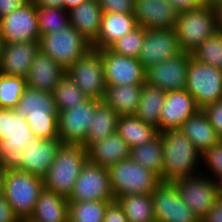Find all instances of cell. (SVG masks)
I'll list each match as a JSON object with an SVG mask.
<instances>
[{
  "mask_svg": "<svg viewBox=\"0 0 222 222\" xmlns=\"http://www.w3.org/2000/svg\"><path fill=\"white\" fill-rule=\"evenodd\" d=\"M161 135L164 154L161 182H173L201 173L199 166L203 164L199 162L202 155L179 129L166 130ZM197 169L199 171L196 173Z\"/></svg>",
  "mask_w": 222,
  "mask_h": 222,
  "instance_id": "6da1fadb",
  "label": "cell"
},
{
  "mask_svg": "<svg viewBox=\"0 0 222 222\" xmlns=\"http://www.w3.org/2000/svg\"><path fill=\"white\" fill-rule=\"evenodd\" d=\"M15 110L27 119L34 136L42 140L59 138L58 111L53 93L27 86Z\"/></svg>",
  "mask_w": 222,
  "mask_h": 222,
  "instance_id": "7a4b0ae2",
  "label": "cell"
},
{
  "mask_svg": "<svg viewBox=\"0 0 222 222\" xmlns=\"http://www.w3.org/2000/svg\"><path fill=\"white\" fill-rule=\"evenodd\" d=\"M87 161V150L81 144L61 143L54 162L43 177L44 188L69 198Z\"/></svg>",
  "mask_w": 222,
  "mask_h": 222,
  "instance_id": "3957f363",
  "label": "cell"
},
{
  "mask_svg": "<svg viewBox=\"0 0 222 222\" xmlns=\"http://www.w3.org/2000/svg\"><path fill=\"white\" fill-rule=\"evenodd\" d=\"M27 119L15 109L0 108V163L22 171V150L33 138Z\"/></svg>",
  "mask_w": 222,
  "mask_h": 222,
  "instance_id": "277c9868",
  "label": "cell"
},
{
  "mask_svg": "<svg viewBox=\"0 0 222 222\" xmlns=\"http://www.w3.org/2000/svg\"><path fill=\"white\" fill-rule=\"evenodd\" d=\"M217 31L213 2L179 12L175 32L182 52L191 53Z\"/></svg>",
  "mask_w": 222,
  "mask_h": 222,
  "instance_id": "5b68a950",
  "label": "cell"
},
{
  "mask_svg": "<svg viewBox=\"0 0 222 222\" xmlns=\"http://www.w3.org/2000/svg\"><path fill=\"white\" fill-rule=\"evenodd\" d=\"M43 189L42 177L18 169H7L3 195L21 222L28 221L32 216Z\"/></svg>",
  "mask_w": 222,
  "mask_h": 222,
  "instance_id": "8992f818",
  "label": "cell"
},
{
  "mask_svg": "<svg viewBox=\"0 0 222 222\" xmlns=\"http://www.w3.org/2000/svg\"><path fill=\"white\" fill-rule=\"evenodd\" d=\"M110 188L115 200L134 194H152L160 178L150 170L124 159L108 168Z\"/></svg>",
  "mask_w": 222,
  "mask_h": 222,
  "instance_id": "52a82bcc",
  "label": "cell"
},
{
  "mask_svg": "<svg viewBox=\"0 0 222 222\" xmlns=\"http://www.w3.org/2000/svg\"><path fill=\"white\" fill-rule=\"evenodd\" d=\"M39 44L40 50L65 71L91 49V44L72 26L41 35Z\"/></svg>",
  "mask_w": 222,
  "mask_h": 222,
  "instance_id": "ba28073f",
  "label": "cell"
},
{
  "mask_svg": "<svg viewBox=\"0 0 222 222\" xmlns=\"http://www.w3.org/2000/svg\"><path fill=\"white\" fill-rule=\"evenodd\" d=\"M202 174L173 181L181 199L199 220L208 213L221 195V186L207 175Z\"/></svg>",
  "mask_w": 222,
  "mask_h": 222,
  "instance_id": "9c48e42d",
  "label": "cell"
},
{
  "mask_svg": "<svg viewBox=\"0 0 222 222\" xmlns=\"http://www.w3.org/2000/svg\"><path fill=\"white\" fill-rule=\"evenodd\" d=\"M185 90L194 97L197 106L203 109L222 99V71L191 57Z\"/></svg>",
  "mask_w": 222,
  "mask_h": 222,
  "instance_id": "30bf717a",
  "label": "cell"
},
{
  "mask_svg": "<svg viewBox=\"0 0 222 222\" xmlns=\"http://www.w3.org/2000/svg\"><path fill=\"white\" fill-rule=\"evenodd\" d=\"M66 74L88 98L102 101L107 84L99 50L89 49Z\"/></svg>",
  "mask_w": 222,
  "mask_h": 222,
  "instance_id": "8fae6325",
  "label": "cell"
},
{
  "mask_svg": "<svg viewBox=\"0 0 222 222\" xmlns=\"http://www.w3.org/2000/svg\"><path fill=\"white\" fill-rule=\"evenodd\" d=\"M114 200L108 169L87 161L81 169L68 202Z\"/></svg>",
  "mask_w": 222,
  "mask_h": 222,
  "instance_id": "7c38bea8",
  "label": "cell"
},
{
  "mask_svg": "<svg viewBox=\"0 0 222 222\" xmlns=\"http://www.w3.org/2000/svg\"><path fill=\"white\" fill-rule=\"evenodd\" d=\"M155 222H200L173 182H160L151 194Z\"/></svg>",
  "mask_w": 222,
  "mask_h": 222,
  "instance_id": "4fadbf2b",
  "label": "cell"
},
{
  "mask_svg": "<svg viewBox=\"0 0 222 222\" xmlns=\"http://www.w3.org/2000/svg\"><path fill=\"white\" fill-rule=\"evenodd\" d=\"M100 100L88 98L69 110L58 112V133L62 143L83 145Z\"/></svg>",
  "mask_w": 222,
  "mask_h": 222,
  "instance_id": "5bb4252c",
  "label": "cell"
},
{
  "mask_svg": "<svg viewBox=\"0 0 222 222\" xmlns=\"http://www.w3.org/2000/svg\"><path fill=\"white\" fill-rule=\"evenodd\" d=\"M0 32L5 43L40 41L37 6L30 0L22 8L2 17Z\"/></svg>",
  "mask_w": 222,
  "mask_h": 222,
  "instance_id": "9a60e30c",
  "label": "cell"
},
{
  "mask_svg": "<svg viewBox=\"0 0 222 222\" xmlns=\"http://www.w3.org/2000/svg\"><path fill=\"white\" fill-rule=\"evenodd\" d=\"M107 85H140L146 70L138 59L116 54L109 48L99 50Z\"/></svg>",
  "mask_w": 222,
  "mask_h": 222,
  "instance_id": "2e32d148",
  "label": "cell"
},
{
  "mask_svg": "<svg viewBox=\"0 0 222 222\" xmlns=\"http://www.w3.org/2000/svg\"><path fill=\"white\" fill-rule=\"evenodd\" d=\"M190 59V53L182 52L179 56L147 68L145 82L165 92L184 90Z\"/></svg>",
  "mask_w": 222,
  "mask_h": 222,
  "instance_id": "e0dca14e",
  "label": "cell"
},
{
  "mask_svg": "<svg viewBox=\"0 0 222 222\" xmlns=\"http://www.w3.org/2000/svg\"><path fill=\"white\" fill-rule=\"evenodd\" d=\"M181 53L175 29H145V38L138 60L146 70Z\"/></svg>",
  "mask_w": 222,
  "mask_h": 222,
  "instance_id": "ac0fdd59",
  "label": "cell"
},
{
  "mask_svg": "<svg viewBox=\"0 0 222 222\" xmlns=\"http://www.w3.org/2000/svg\"><path fill=\"white\" fill-rule=\"evenodd\" d=\"M178 11L168 0H136L134 16L145 29H175Z\"/></svg>",
  "mask_w": 222,
  "mask_h": 222,
  "instance_id": "d6986e66",
  "label": "cell"
},
{
  "mask_svg": "<svg viewBox=\"0 0 222 222\" xmlns=\"http://www.w3.org/2000/svg\"><path fill=\"white\" fill-rule=\"evenodd\" d=\"M199 109L194 97L185 89L167 92L157 128L159 133L179 129Z\"/></svg>",
  "mask_w": 222,
  "mask_h": 222,
  "instance_id": "ffe728a7",
  "label": "cell"
},
{
  "mask_svg": "<svg viewBox=\"0 0 222 222\" xmlns=\"http://www.w3.org/2000/svg\"><path fill=\"white\" fill-rule=\"evenodd\" d=\"M61 143L59 138L42 140L33 136L22 150V171L43 178L54 162Z\"/></svg>",
  "mask_w": 222,
  "mask_h": 222,
  "instance_id": "44dd1931",
  "label": "cell"
},
{
  "mask_svg": "<svg viewBox=\"0 0 222 222\" xmlns=\"http://www.w3.org/2000/svg\"><path fill=\"white\" fill-rule=\"evenodd\" d=\"M39 50V41L5 43L0 59V73L26 78Z\"/></svg>",
  "mask_w": 222,
  "mask_h": 222,
  "instance_id": "7402d4cb",
  "label": "cell"
},
{
  "mask_svg": "<svg viewBox=\"0 0 222 222\" xmlns=\"http://www.w3.org/2000/svg\"><path fill=\"white\" fill-rule=\"evenodd\" d=\"M65 73L66 71L58 63L39 50L25 78L26 85L33 89L53 93Z\"/></svg>",
  "mask_w": 222,
  "mask_h": 222,
  "instance_id": "603a6c76",
  "label": "cell"
},
{
  "mask_svg": "<svg viewBox=\"0 0 222 222\" xmlns=\"http://www.w3.org/2000/svg\"><path fill=\"white\" fill-rule=\"evenodd\" d=\"M130 150L129 145L116 132L92 144L87 149V158L89 162L108 169L119 161L130 158Z\"/></svg>",
  "mask_w": 222,
  "mask_h": 222,
  "instance_id": "cb8c5ba5",
  "label": "cell"
},
{
  "mask_svg": "<svg viewBox=\"0 0 222 222\" xmlns=\"http://www.w3.org/2000/svg\"><path fill=\"white\" fill-rule=\"evenodd\" d=\"M137 26L134 14L103 13L97 40L91 45V48L107 49Z\"/></svg>",
  "mask_w": 222,
  "mask_h": 222,
  "instance_id": "d4e9b609",
  "label": "cell"
},
{
  "mask_svg": "<svg viewBox=\"0 0 222 222\" xmlns=\"http://www.w3.org/2000/svg\"><path fill=\"white\" fill-rule=\"evenodd\" d=\"M102 14L99 3L85 1L68 12L69 23L92 45L100 31Z\"/></svg>",
  "mask_w": 222,
  "mask_h": 222,
  "instance_id": "484cf974",
  "label": "cell"
},
{
  "mask_svg": "<svg viewBox=\"0 0 222 222\" xmlns=\"http://www.w3.org/2000/svg\"><path fill=\"white\" fill-rule=\"evenodd\" d=\"M179 130L194 144L201 155L221 140L202 109L189 117Z\"/></svg>",
  "mask_w": 222,
  "mask_h": 222,
  "instance_id": "4316f807",
  "label": "cell"
},
{
  "mask_svg": "<svg viewBox=\"0 0 222 222\" xmlns=\"http://www.w3.org/2000/svg\"><path fill=\"white\" fill-rule=\"evenodd\" d=\"M68 198L43 189L27 222H68Z\"/></svg>",
  "mask_w": 222,
  "mask_h": 222,
  "instance_id": "83f0119b",
  "label": "cell"
},
{
  "mask_svg": "<svg viewBox=\"0 0 222 222\" xmlns=\"http://www.w3.org/2000/svg\"><path fill=\"white\" fill-rule=\"evenodd\" d=\"M143 84L107 85L102 101L119 116L134 115L137 111Z\"/></svg>",
  "mask_w": 222,
  "mask_h": 222,
  "instance_id": "f1b7e54d",
  "label": "cell"
},
{
  "mask_svg": "<svg viewBox=\"0 0 222 222\" xmlns=\"http://www.w3.org/2000/svg\"><path fill=\"white\" fill-rule=\"evenodd\" d=\"M119 115L109 105L101 101L95 109L86 140L82 145L86 150L94 143L117 132Z\"/></svg>",
  "mask_w": 222,
  "mask_h": 222,
  "instance_id": "f546056e",
  "label": "cell"
},
{
  "mask_svg": "<svg viewBox=\"0 0 222 222\" xmlns=\"http://www.w3.org/2000/svg\"><path fill=\"white\" fill-rule=\"evenodd\" d=\"M117 133L132 148L154 139L159 131L155 126L145 123L135 115H126L119 116Z\"/></svg>",
  "mask_w": 222,
  "mask_h": 222,
  "instance_id": "4dcf8cb0",
  "label": "cell"
},
{
  "mask_svg": "<svg viewBox=\"0 0 222 222\" xmlns=\"http://www.w3.org/2000/svg\"><path fill=\"white\" fill-rule=\"evenodd\" d=\"M166 94L167 92L162 89L151 86L145 82L143 84L139 105L134 115L145 123L158 128Z\"/></svg>",
  "mask_w": 222,
  "mask_h": 222,
  "instance_id": "1f68e13d",
  "label": "cell"
},
{
  "mask_svg": "<svg viewBox=\"0 0 222 222\" xmlns=\"http://www.w3.org/2000/svg\"><path fill=\"white\" fill-rule=\"evenodd\" d=\"M163 155L161 133L149 142L130 150V158L135 163L155 173L160 179L163 176Z\"/></svg>",
  "mask_w": 222,
  "mask_h": 222,
  "instance_id": "d6a6232c",
  "label": "cell"
},
{
  "mask_svg": "<svg viewBox=\"0 0 222 222\" xmlns=\"http://www.w3.org/2000/svg\"><path fill=\"white\" fill-rule=\"evenodd\" d=\"M129 222H155L151 194H134L116 199Z\"/></svg>",
  "mask_w": 222,
  "mask_h": 222,
  "instance_id": "836d02e7",
  "label": "cell"
},
{
  "mask_svg": "<svg viewBox=\"0 0 222 222\" xmlns=\"http://www.w3.org/2000/svg\"><path fill=\"white\" fill-rule=\"evenodd\" d=\"M53 96L58 112L69 110L88 99L66 73L55 87Z\"/></svg>",
  "mask_w": 222,
  "mask_h": 222,
  "instance_id": "e575fe53",
  "label": "cell"
},
{
  "mask_svg": "<svg viewBox=\"0 0 222 222\" xmlns=\"http://www.w3.org/2000/svg\"><path fill=\"white\" fill-rule=\"evenodd\" d=\"M112 201L69 202L68 222H102Z\"/></svg>",
  "mask_w": 222,
  "mask_h": 222,
  "instance_id": "d590c367",
  "label": "cell"
},
{
  "mask_svg": "<svg viewBox=\"0 0 222 222\" xmlns=\"http://www.w3.org/2000/svg\"><path fill=\"white\" fill-rule=\"evenodd\" d=\"M37 21L40 35L59 32L70 26L68 12L63 8L37 6Z\"/></svg>",
  "mask_w": 222,
  "mask_h": 222,
  "instance_id": "8d00e7d4",
  "label": "cell"
},
{
  "mask_svg": "<svg viewBox=\"0 0 222 222\" xmlns=\"http://www.w3.org/2000/svg\"><path fill=\"white\" fill-rule=\"evenodd\" d=\"M190 54L194 60L222 71V33L216 31Z\"/></svg>",
  "mask_w": 222,
  "mask_h": 222,
  "instance_id": "74e56055",
  "label": "cell"
},
{
  "mask_svg": "<svg viewBox=\"0 0 222 222\" xmlns=\"http://www.w3.org/2000/svg\"><path fill=\"white\" fill-rule=\"evenodd\" d=\"M26 87L25 78L0 73V108L15 109Z\"/></svg>",
  "mask_w": 222,
  "mask_h": 222,
  "instance_id": "f35d334b",
  "label": "cell"
},
{
  "mask_svg": "<svg viewBox=\"0 0 222 222\" xmlns=\"http://www.w3.org/2000/svg\"><path fill=\"white\" fill-rule=\"evenodd\" d=\"M144 38L145 28L137 26L131 32L119 38L109 49L116 54L138 59Z\"/></svg>",
  "mask_w": 222,
  "mask_h": 222,
  "instance_id": "ab89813d",
  "label": "cell"
},
{
  "mask_svg": "<svg viewBox=\"0 0 222 222\" xmlns=\"http://www.w3.org/2000/svg\"><path fill=\"white\" fill-rule=\"evenodd\" d=\"M201 161L209 169L206 175L222 186V139L202 154Z\"/></svg>",
  "mask_w": 222,
  "mask_h": 222,
  "instance_id": "60d3db41",
  "label": "cell"
},
{
  "mask_svg": "<svg viewBox=\"0 0 222 222\" xmlns=\"http://www.w3.org/2000/svg\"><path fill=\"white\" fill-rule=\"evenodd\" d=\"M99 5L103 13H134V0H100Z\"/></svg>",
  "mask_w": 222,
  "mask_h": 222,
  "instance_id": "b9f144b4",
  "label": "cell"
},
{
  "mask_svg": "<svg viewBox=\"0 0 222 222\" xmlns=\"http://www.w3.org/2000/svg\"><path fill=\"white\" fill-rule=\"evenodd\" d=\"M202 110L206 113L217 135L222 139V99L206 105Z\"/></svg>",
  "mask_w": 222,
  "mask_h": 222,
  "instance_id": "7bdbcfd3",
  "label": "cell"
},
{
  "mask_svg": "<svg viewBox=\"0 0 222 222\" xmlns=\"http://www.w3.org/2000/svg\"><path fill=\"white\" fill-rule=\"evenodd\" d=\"M102 222H129L125 216L122 207L114 200L112 201L105 212V216Z\"/></svg>",
  "mask_w": 222,
  "mask_h": 222,
  "instance_id": "ee69618b",
  "label": "cell"
},
{
  "mask_svg": "<svg viewBox=\"0 0 222 222\" xmlns=\"http://www.w3.org/2000/svg\"><path fill=\"white\" fill-rule=\"evenodd\" d=\"M0 222H21L3 194H0Z\"/></svg>",
  "mask_w": 222,
  "mask_h": 222,
  "instance_id": "f6af8a7d",
  "label": "cell"
},
{
  "mask_svg": "<svg viewBox=\"0 0 222 222\" xmlns=\"http://www.w3.org/2000/svg\"><path fill=\"white\" fill-rule=\"evenodd\" d=\"M30 0H0V19L13 11L22 8Z\"/></svg>",
  "mask_w": 222,
  "mask_h": 222,
  "instance_id": "bcb514c9",
  "label": "cell"
},
{
  "mask_svg": "<svg viewBox=\"0 0 222 222\" xmlns=\"http://www.w3.org/2000/svg\"><path fill=\"white\" fill-rule=\"evenodd\" d=\"M178 12H184L190 9L201 7L209 0H168Z\"/></svg>",
  "mask_w": 222,
  "mask_h": 222,
  "instance_id": "7dc6e473",
  "label": "cell"
},
{
  "mask_svg": "<svg viewBox=\"0 0 222 222\" xmlns=\"http://www.w3.org/2000/svg\"><path fill=\"white\" fill-rule=\"evenodd\" d=\"M200 222H222V194Z\"/></svg>",
  "mask_w": 222,
  "mask_h": 222,
  "instance_id": "c3c4849f",
  "label": "cell"
},
{
  "mask_svg": "<svg viewBox=\"0 0 222 222\" xmlns=\"http://www.w3.org/2000/svg\"><path fill=\"white\" fill-rule=\"evenodd\" d=\"M36 6L46 8H63L64 0H31Z\"/></svg>",
  "mask_w": 222,
  "mask_h": 222,
  "instance_id": "681fc988",
  "label": "cell"
},
{
  "mask_svg": "<svg viewBox=\"0 0 222 222\" xmlns=\"http://www.w3.org/2000/svg\"><path fill=\"white\" fill-rule=\"evenodd\" d=\"M216 12L217 31L222 33V0L213 2Z\"/></svg>",
  "mask_w": 222,
  "mask_h": 222,
  "instance_id": "f907efd6",
  "label": "cell"
},
{
  "mask_svg": "<svg viewBox=\"0 0 222 222\" xmlns=\"http://www.w3.org/2000/svg\"><path fill=\"white\" fill-rule=\"evenodd\" d=\"M85 1L86 0H64V9L69 12Z\"/></svg>",
  "mask_w": 222,
  "mask_h": 222,
  "instance_id": "816d5d0a",
  "label": "cell"
},
{
  "mask_svg": "<svg viewBox=\"0 0 222 222\" xmlns=\"http://www.w3.org/2000/svg\"><path fill=\"white\" fill-rule=\"evenodd\" d=\"M6 172L7 169L0 163V194H3Z\"/></svg>",
  "mask_w": 222,
  "mask_h": 222,
  "instance_id": "f5cc1de1",
  "label": "cell"
},
{
  "mask_svg": "<svg viewBox=\"0 0 222 222\" xmlns=\"http://www.w3.org/2000/svg\"><path fill=\"white\" fill-rule=\"evenodd\" d=\"M4 44H5V41H4V38H3V36L0 32V59H1V56H2V53H3Z\"/></svg>",
  "mask_w": 222,
  "mask_h": 222,
  "instance_id": "db71d44e",
  "label": "cell"
},
{
  "mask_svg": "<svg viewBox=\"0 0 222 222\" xmlns=\"http://www.w3.org/2000/svg\"><path fill=\"white\" fill-rule=\"evenodd\" d=\"M86 1H91V2H97V3H99L100 0H86Z\"/></svg>",
  "mask_w": 222,
  "mask_h": 222,
  "instance_id": "11a10c76",
  "label": "cell"
}]
</instances>
